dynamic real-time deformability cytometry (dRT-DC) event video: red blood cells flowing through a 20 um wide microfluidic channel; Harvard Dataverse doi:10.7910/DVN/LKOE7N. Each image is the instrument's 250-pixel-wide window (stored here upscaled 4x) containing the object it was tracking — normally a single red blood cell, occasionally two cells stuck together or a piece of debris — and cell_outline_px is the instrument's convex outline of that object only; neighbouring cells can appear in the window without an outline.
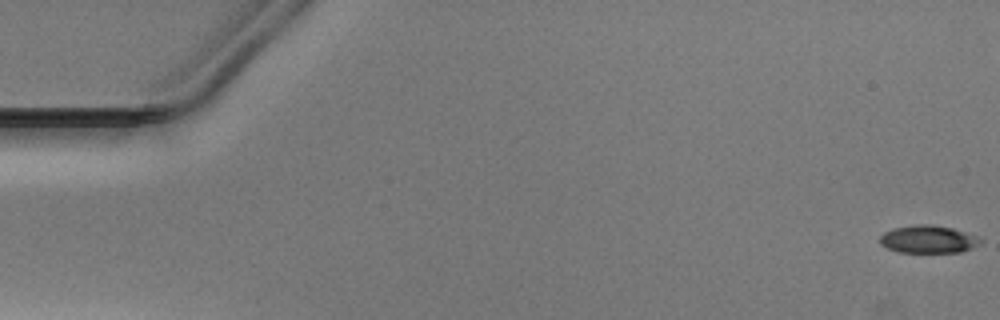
{"species": "Egyptian fruit bat (a non-hibernating species)", "species_latin": "Rousettus aegyptiacus", "temperature_condition": "warm", "stored_images_in_passage": 52, "camera_frame_rate_fps": 3000, "um_per_image_px": 0.085, "animal": {"sex": "male"}, "frame": {"image": 1, "passage_image": 1, "time_ms": 0.0, "image_size_px": [1000, 320], "cell_outline_px": [[984, 240], [980, 244], [972, 248], [960, 252], [900, 252], [888, 248], [880, 244], [880, 236], [884, 232], [892, 228], [916, 224], [932, 224], [952, 228], [980, 236]], "centroid_in_image_um": [78.94, 20.32], "position_along_channel_um": 6.1, "area_um2": 16.42}}
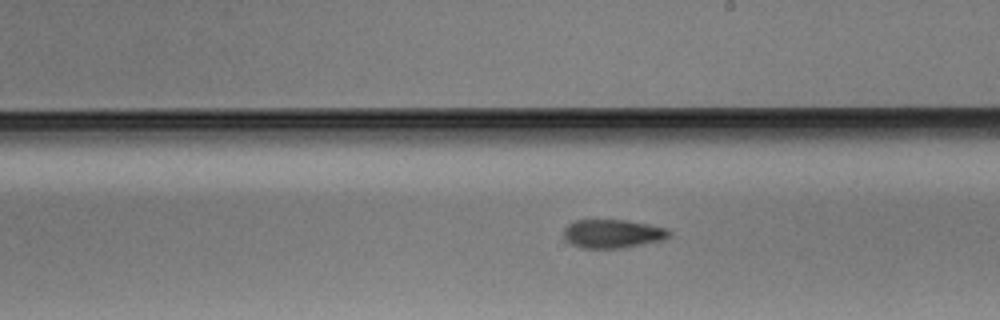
{"frame": {"image": 2, "passage_image": 30, "time_ms": 9.667, "image_size_px": [1000, 320], "cell_outline_px": [[672, 232], [664, 240], [620, 248], [580, 248], [572, 244], [564, 236], [564, 228], [568, 224], [576, 220], [624, 220], [648, 224], [668, 228]], "centroid_in_image_um": [52.09, 19.86], "position_along_channel_um": 236.9, "area_um2": 17.51}}
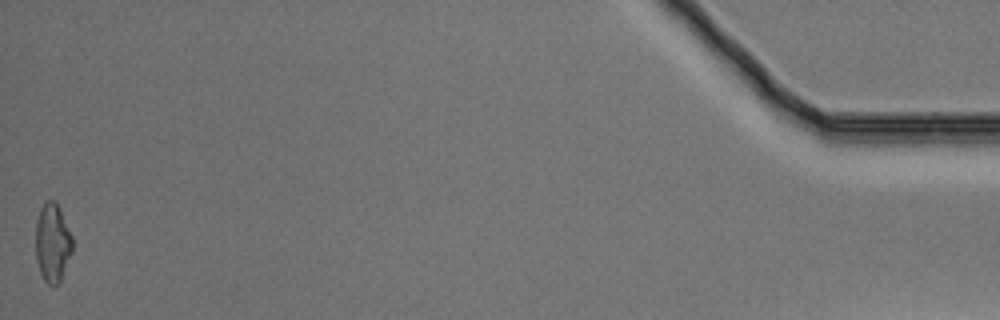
{"frame": {"image": 3, "passage_image": 52, "time_ms": 17.0, "image_size_px": [1000, 320], "cell_outline_px": [[72, 252], [60, 280], [52, 288], [44, 280], [40, 272], [36, 260], [36, 220], [40, 208], [44, 200], [56, 200], [60, 208], [72, 236]], "centroid_in_image_um": [4.45, 20.6], "position_along_channel_um": 430.7, "area_um2": 16.99}}